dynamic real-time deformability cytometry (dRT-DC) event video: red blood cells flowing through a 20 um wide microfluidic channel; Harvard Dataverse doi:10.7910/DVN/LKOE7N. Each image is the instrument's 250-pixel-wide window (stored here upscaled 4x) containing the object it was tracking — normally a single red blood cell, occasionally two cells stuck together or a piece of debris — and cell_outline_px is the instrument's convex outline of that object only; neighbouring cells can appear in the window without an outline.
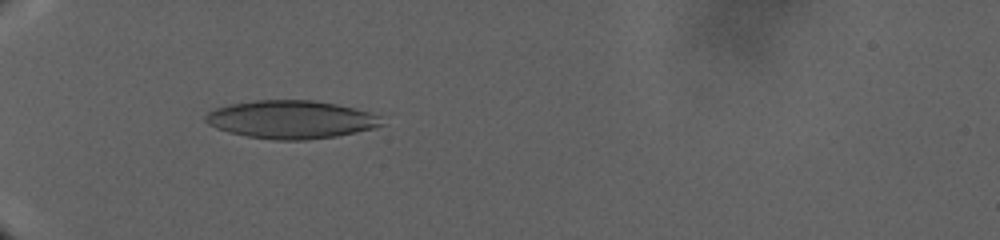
{"species": "human", "species_latin": "Homo sapiens", "temperature_condition": "warm", "stored_images_in_passage": 48, "camera_frame_rate_fps": 3000, "um_per_image_px": 0.085, "donor": {"sex": "male"}, "frame": {"image": 1, "passage_image": 7, "time_ms": 7.0, "image_size_px": [1000, 240], "cell_outline_px": [[388, 124], [356, 132], [336, 136], [304, 140], [272, 140], [248, 136], [228, 132], [216, 128], [208, 124], [204, 120], [204, 116], [212, 108], [232, 104], [256, 100], [312, 100], [336, 104], [368, 112], [380, 116]], "centroid_in_image_um": [24.73, 10.16], "position_along_channel_um": 60.3, "area_um2": 39.19}}
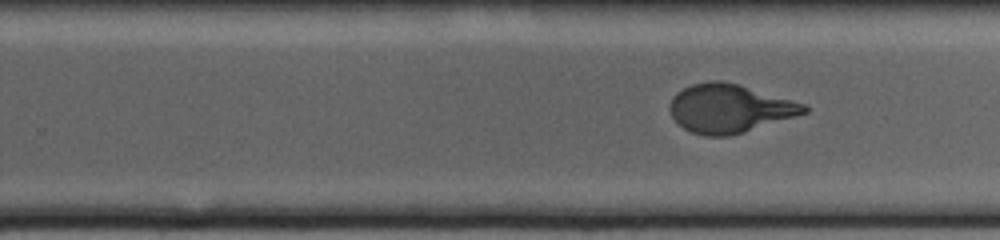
{"frame": {"image": 2, "passage_image": 29, "time_ms": 20.667, "image_size_px": [1000, 240], "cell_outline_px": [[808, 112], [744, 132], [728, 136], [704, 136], [692, 132], [684, 128], [672, 116], [668, 108], [672, 96], [676, 92], [692, 84], [712, 80], [720, 80], [740, 84], [808, 104]], "centroid_in_image_um": [62.02, 9.2], "position_along_channel_um": 267.8, "area_um2": 38.09}}
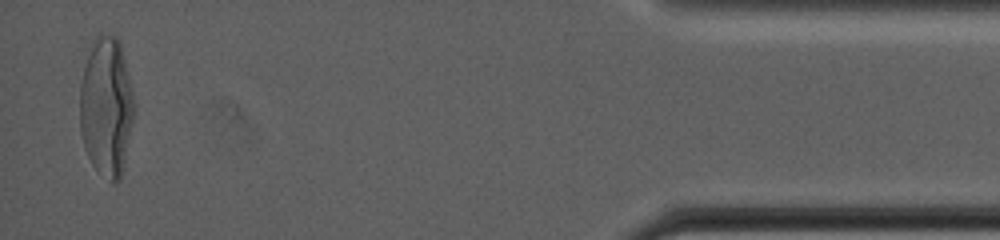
{"frame": {"image": 3, "passage_image": 48, "time_ms": 33.667, "image_size_px": [1000, 240], "cell_outline_px": [[136, 104], [120, 180], [112, 184], [92, 164], [84, 148], [80, 132], [80, 84], [84, 68], [92, 40], [96, 32], [112, 32], [120, 40]], "centroid_in_image_um": [9.04, 8.99], "position_along_channel_um": 426.2, "area_um2": 44.68}}